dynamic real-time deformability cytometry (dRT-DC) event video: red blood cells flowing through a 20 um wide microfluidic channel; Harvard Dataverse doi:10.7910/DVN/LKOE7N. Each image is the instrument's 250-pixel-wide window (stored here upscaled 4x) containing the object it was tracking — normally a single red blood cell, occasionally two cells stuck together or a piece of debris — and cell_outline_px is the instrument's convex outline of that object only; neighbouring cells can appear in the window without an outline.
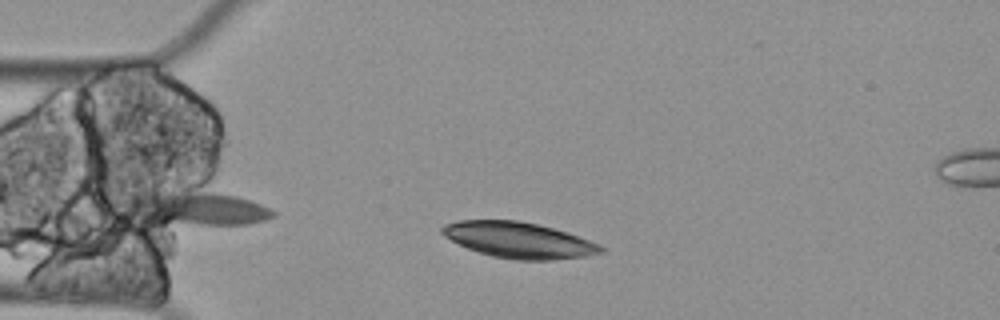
{"species": "Egyptian fruit bat (a non-hibernating species)", "species_latin": "Rousettus aegyptiacus", "temperature_condition": "cold", "stored_images_in_passage": 49, "camera_frame_rate_fps": 3000, "um_per_image_px": 0.085, "animal": {"sex": "female"}, "frame": {"image": 1, "passage_image": 3, "time_ms": 0.667, "image_size_px": [1000, 320], "cell_outline_px": [[604, 252], [588, 256], [552, 260], [516, 260], [492, 256], [468, 248], [444, 236], [440, 232], [440, 228], [444, 224], [460, 220], [516, 220], [536, 224], [568, 232], [600, 244], [604, 248]], "centroid_in_image_um": [44.12, 20.41], "position_along_channel_um": 40.9, "area_um2": 33.12}}
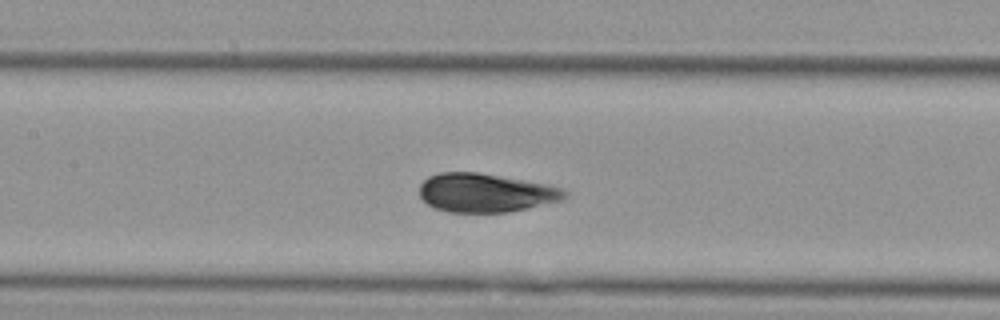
{"frame": {"image": 2, "passage_image": 16, "time_ms": 5.0, "image_size_px": [1000, 320], "cell_outline_px": [[568, 196], [564, 200], [504, 212], [448, 212], [436, 208], [428, 204], [420, 196], [420, 184], [428, 176], [440, 172], [476, 172], [548, 184], [564, 188], [568, 192]], "centroid_in_image_um": [41.29, 16.38], "position_along_channel_um": 166.1, "area_um2": 32.66}}
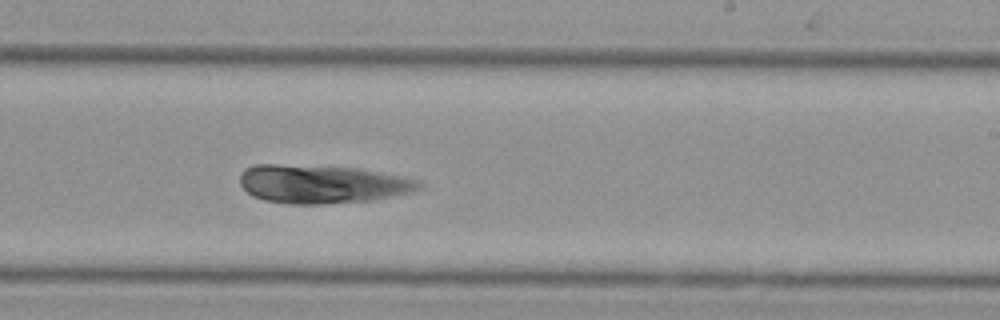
{"frame": {"image": 3, "passage_image": 25, "time_ms": 8.0, "image_size_px": [1000, 320], "cell_outline_px": [[424, 188], [412, 192], [372, 200], [320, 204], [288, 204], [264, 200], [252, 196], [240, 184], [240, 176], [244, 168], [256, 164], [276, 164], [356, 168], [404, 176], [420, 180], [424, 184]], "centroid_in_image_um": [27.41, 15.64], "position_along_channel_um": 261.6, "area_um2": 40.34}}